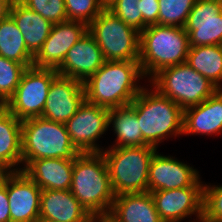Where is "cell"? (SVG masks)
Masks as SVG:
<instances>
[{
    "label": "cell",
    "instance_id": "1",
    "mask_svg": "<svg viewBox=\"0 0 222 222\" xmlns=\"http://www.w3.org/2000/svg\"><path fill=\"white\" fill-rule=\"evenodd\" d=\"M139 61H105L83 84L86 101L105 108L129 105L145 87Z\"/></svg>",
    "mask_w": 222,
    "mask_h": 222
},
{
    "label": "cell",
    "instance_id": "36",
    "mask_svg": "<svg viewBox=\"0 0 222 222\" xmlns=\"http://www.w3.org/2000/svg\"><path fill=\"white\" fill-rule=\"evenodd\" d=\"M89 222H116L111 216L106 215H94L91 216Z\"/></svg>",
    "mask_w": 222,
    "mask_h": 222
},
{
    "label": "cell",
    "instance_id": "14",
    "mask_svg": "<svg viewBox=\"0 0 222 222\" xmlns=\"http://www.w3.org/2000/svg\"><path fill=\"white\" fill-rule=\"evenodd\" d=\"M42 190L22 170L7 171L11 222H38Z\"/></svg>",
    "mask_w": 222,
    "mask_h": 222
},
{
    "label": "cell",
    "instance_id": "24",
    "mask_svg": "<svg viewBox=\"0 0 222 222\" xmlns=\"http://www.w3.org/2000/svg\"><path fill=\"white\" fill-rule=\"evenodd\" d=\"M109 128L116 135L115 143L107 148L148 145L142 136L134 107L129 104L109 109Z\"/></svg>",
    "mask_w": 222,
    "mask_h": 222
},
{
    "label": "cell",
    "instance_id": "19",
    "mask_svg": "<svg viewBox=\"0 0 222 222\" xmlns=\"http://www.w3.org/2000/svg\"><path fill=\"white\" fill-rule=\"evenodd\" d=\"M91 215L70 190H42L39 220L89 222Z\"/></svg>",
    "mask_w": 222,
    "mask_h": 222
},
{
    "label": "cell",
    "instance_id": "7",
    "mask_svg": "<svg viewBox=\"0 0 222 222\" xmlns=\"http://www.w3.org/2000/svg\"><path fill=\"white\" fill-rule=\"evenodd\" d=\"M148 82L183 110L212 96L218 88L186 62L163 68Z\"/></svg>",
    "mask_w": 222,
    "mask_h": 222
},
{
    "label": "cell",
    "instance_id": "9",
    "mask_svg": "<svg viewBox=\"0 0 222 222\" xmlns=\"http://www.w3.org/2000/svg\"><path fill=\"white\" fill-rule=\"evenodd\" d=\"M57 75L53 68H27L14 95L4 106L21 121L41 117L49 87Z\"/></svg>",
    "mask_w": 222,
    "mask_h": 222
},
{
    "label": "cell",
    "instance_id": "4",
    "mask_svg": "<svg viewBox=\"0 0 222 222\" xmlns=\"http://www.w3.org/2000/svg\"><path fill=\"white\" fill-rule=\"evenodd\" d=\"M184 28L149 25L140 33L139 63L148 81L160 70L186 62L189 51Z\"/></svg>",
    "mask_w": 222,
    "mask_h": 222
},
{
    "label": "cell",
    "instance_id": "17",
    "mask_svg": "<svg viewBox=\"0 0 222 222\" xmlns=\"http://www.w3.org/2000/svg\"><path fill=\"white\" fill-rule=\"evenodd\" d=\"M105 61L100 47L87 32L68 50L66 57L56 71L59 75L84 83Z\"/></svg>",
    "mask_w": 222,
    "mask_h": 222
},
{
    "label": "cell",
    "instance_id": "21",
    "mask_svg": "<svg viewBox=\"0 0 222 222\" xmlns=\"http://www.w3.org/2000/svg\"><path fill=\"white\" fill-rule=\"evenodd\" d=\"M22 121L0 106V171L22 170Z\"/></svg>",
    "mask_w": 222,
    "mask_h": 222
},
{
    "label": "cell",
    "instance_id": "16",
    "mask_svg": "<svg viewBox=\"0 0 222 222\" xmlns=\"http://www.w3.org/2000/svg\"><path fill=\"white\" fill-rule=\"evenodd\" d=\"M200 178L193 166L157 151L149 166L148 192L191 187Z\"/></svg>",
    "mask_w": 222,
    "mask_h": 222
},
{
    "label": "cell",
    "instance_id": "13",
    "mask_svg": "<svg viewBox=\"0 0 222 222\" xmlns=\"http://www.w3.org/2000/svg\"><path fill=\"white\" fill-rule=\"evenodd\" d=\"M85 100L83 82L58 74L49 87L41 117L65 124Z\"/></svg>",
    "mask_w": 222,
    "mask_h": 222
},
{
    "label": "cell",
    "instance_id": "20",
    "mask_svg": "<svg viewBox=\"0 0 222 222\" xmlns=\"http://www.w3.org/2000/svg\"><path fill=\"white\" fill-rule=\"evenodd\" d=\"M74 160L44 158L32 160L22 171L41 190H70Z\"/></svg>",
    "mask_w": 222,
    "mask_h": 222
},
{
    "label": "cell",
    "instance_id": "8",
    "mask_svg": "<svg viewBox=\"0 0 222 222\" xmlns=\"http://www.w3.org/2000/svg\"><path fill=\"white\" fill-rule=\"evenodd\" d=\"M88 32L106 61H138L140 33L105 8L89 25Z\"/></svg>",
    "mask_w": 222,
    "mask_h": 222
},
{
    "label": "cell",
    "instance_id": "32",
    "mask_svg": "<svg viewBox=\"0 0 222 222\" xmlns=\"http://www.w3.org/2000/svg\"><path fill=\"white\" fill-rule=\"evenodd\" d=\"M202 220H222V185L204 184Z\"/></svg>",
    "mask_w": 222,
    "mask_h": 222
},
{
    "label": "cell",
    "instance_id": "33",
    "mask_svg": "<svg viewBox=\"0 0 222 222\" xmlns=\"http://www.w3.org/2000/svg\"><path fill=\"white\" fill-rule=\"evenodd\" d=\"M143 17V30L149 26L158 24L159 2L158 0H140Z\"/></svg>",
    "mask_w": 222,
    "mask_h": 222
},
{
    "label": "cell",
    "instance_id": "15",
    "mask_svg": "<svg viewBox=\"0 0 222 222\" xmlns=\"http://www.w3.org/2000/svg\"><path fill=\"white\" fill-rule=\"evenodd\" d=\"M88 32V25L79 21H65L53 25L42 48L34 56L33 66L57 69L68 50Z\"/></svg>",
    "mask_w": 222,
    "mask_h": 222
},
{
    "label": "cell",
    "instance_id": "25",
    "mask_svg": "<svg viewBox=\"0 0 222 222\" xmlns=\"http://www.w3.org/2000/svg\"><path fill=\"white\" fill-rule=\"evenodd\" d=\"M186 63L222 89V45L189 47Z\"/></svg>",
    "mask_w": 222,
    "mask_h": 222
},
{
    "label": "cell",
    "instance_id": "2",
    "mask_svg": "<svg viewBox=\"0 0 222 222\" xmlns=\"http://www.w3.org/2000/svg\"><path fill=\"white\" fill-rule=\"evenodd\" d=\"M70 191L91 216L109 213L115 194L102 152L77 155Z\"/></svg>",
    "mask_w": 222,
    "mask_h": 222
},
{
    "label": "cell",
    "instance_id": "28",
    "mask_svg": "<svg viewBox=\"0 0 222 222\" xmlns=\"http://www.w3.org/2000/svg\"><path fill=\"white\" fill-rule=\"evenodd\" d=\"M26 69L25 65L0 56V106L14 95Z\"/></svg>",
    "mask_w": 222,
    "mask_h": 222
},
{
    "label": "cell",
    "instance_id": "18",
    "mask_svg": "<svg viewBox=\"0 0 222 222\" xmlns=\"http://www.w3.org/2000/svg\"><path fill=\"white\" fill-rule=\"evenodd\" d=\"M222 133V89L212 96L183 110L182 135H219Z\"/></svg>",
    "mask_w": 222,
    "mask_h": 222
},
{
    "label": "cell",
    "instance_id": "23",
    "mask_svg": "<svg viewBox=\"0 0 222 222\" xmlns=\"http://www.w3.org/2000/svg\"><path fill=\"white\" fill-rule=\"evenodd\" d=\"M10 17L20 30L27 49L35 56L42 48L54 24L29 9L20 0H14L12 3Z\"/></svg>",
    "mask_w": 222,
    "mask_h": 222
},
{
    "label": "cell",
    "instance_id": "38",
    "mask_svg": "<svg viewBox=\"0 0 222 222\" xmlns=\"http://www.w3.org/2000/svg\"><path fill=\"white\" fill-rule=\"evenodd\" d=\"M200 222H222V220H201Z\"/></svg>",
    "mask_w": 222,
    "mask_h": 222
},
{
    "label": "cell",
    "instance_id": "26",
    "mask_svg": "<svg viewBox=\"0 0 222 222\" xmlns=\"http://www.w3.org/2000/svg\"><path fill=\"white\" fill-rule=\"evenodd\" d=\"M0 56L27 68L33 66L34 55L27 49L20 30L10 16L0 21Z\"/></svg>",
    "mask_w": 222,
    "mask_h": 222
},
{
    "label": "cell",
    "instance_id": "10",
    "mask_svg": "<svg viewBox=\"0 0 222 222\" xmlns=\"http://www.w3.org/2000/svg\"><path fill=\"white\" fill-rule=\"evenodd\" d=\"M109 109L87 102L65 123L72 144L80 153L102 152L97 141L108 130Z\"/></svg>",
    "mask_w": 222,
    "mask_h": 222
},
{
    "label": "cell",
    "instance_id": "12",
    "mask_svg": "<svg viewBox=\"0 0 222 222\" xmlns=\"http://www.w3.org/2000/svg\"><path fill=\"white\" fill-rule=\"evenodd\" d=\"M184 29L190 47L222 45V7L219 0H196Z\"/></svg>",
    "mask_w": 222,
    "mask_h": 222
},
{
    "label": "cell",
    "instance_id": "6",
    "mask_svg": "<svg viewBox=\"0 0 222 222\" xmlns=\"http://www.w3.org/2000/svg\"><path fill=\"white\" fill-rule=\"evenodd\" d=\"M156 152L157 148L151 145L105 148L102 151L115 196L148 192L149 166Z\"/></svg>",
    "mask_w": 222,
    "mask_h": 222
},
{
    "label": "cell",
    "instance_id": "5",
    "mask_svg": "<svg viewBox=\"0 0 222 222\" xmlns=\"http://www.w3.org/2000/svg\"><path fill=\"white\" fill-rule=\"evenodd\" d=\"M80 152L72 144L64 123L42 117L22 121V170L44 158L74 160Z\"/></svg>",
    "mask_w": 222,
    "mask_h": 222
},
{
    "label": "cell",
    "instance_id": "3",
    "mask_svg": "<svg viewBox=\"0 0 222 222\" xmlns=\"http://www.w3.org/2000/svg\"><path fill=\"white\" fill-rule=\"evenodd\" d=\"M150 88H143L130 104L136 111L143 140L158 149L167 138L183 134V109Z\"/></svg>",
    "mask_w": 222,
    "mask_h": 222
},
{
    "label": "cell",
    "instance_id": "22",
    "mask_svg": "<svg viewBox=\"0 0 222 222\" xmlns=\"http://www.w3.org/2000/svg\"><path fill=\"white\" fill-rule=\"evenodd\" d=\"M108 215L116 222H163L150 192L116 195Z\"/></svg>",
    "mask_w": 222,
    "mask_h": 222
},
{
    "label": "cell",
    "instance_id": "11",
    "mask_svg": "<svg viewBox=\"0 0 222 222\" xmlns=\"http://www.w3.org/2000/svg\"><path fill=\"white\" fill-rule=\"evenodd\" d=\"M201 178L191 187L150 192L155 208L163 222H181L196 216L202 220L203 184Z\"/></svg>",
    "mask_w": 222,
    "mask_h": 222
},
{
    "label": "cell",
    "instance_id": "30",
    "mask_svg": "<svg viewBox=\"0 0 222 222\" xmlns=\"http://www.w3.org/2000/svg\"><path fill=\"white\" fill-rule=\"evenodd\" d=\"M107 9L137 32L143 31L140 0H116Z\"/></svg>",
    "mask_w": 222,
    "mask_h": 222
},
{
    "label": "cell",
    "instance_id": "34",
    "mask_svg": "<svg viewBox=\"0 0 222 222\" xmlns=\"http://www.w3.org/2000/svg\"><path fill=\"white\" fill-rule=\"evenodd\" d=\"M0 222H11L7 197V171L0 174Z\"/></svg>",
    "mask_w": 222,
    "mask_h": 222
},
{
    "label": "cell",
    "instance_id": "31",
    "mask_svg": "<svg viewBox=\"0 0 222 222\" xmlns=\"http://www.w3.org/2000/svg\"><path fill=\"white\" fill-rule=\"evenodd\" d=\"M29 9L40 14L53 24L67 20L64 0H20Z\"/></svg>",
    "mask_w": 222,
    "mask_h": 222
},
{
    "label": "cell",
    "instance_id": "37",
    "mask_svg": "<svg viewBox=\"0 0 222 222\" xmlns=\"http://www.w3.org/2000/svg\"><path fill=\"white\" fill-rule=\"evenodd\" d=\"M116 0H100L101 5L104 8H108L111 4H113Z\"/></svg>",
    "mask_w": 222,
    "mask_h": 222
},
{
    "label": "cell",
    "instance_id": "29",
    "mask_svg": "<svg viewBox=\"0 0 222 222\" xmlns=\"http://www.w3.org/2000/svg\"><path fill=\"white\" fill-rule=\"evenodd\" d=\"M68 21L89 25L105 8L100 0H64Z\"/></svg>",
    "mask_w": 222,
    "mask_h": 222
},
{
    "label": "cell",
    "instance_id": "27",
    "mask_svg": "<svg viewBox=\"0 0 222 222\" xmlns=\"http://www.w3.org/2000/svg\"><path fill=\"white\" fill-rule=\"evenodd\" d=\"M158 24L184 28L196 0H158Z\"/></svg>",
    "mask_w": 222,
    "mask_h": 222
},
{
    "label": "cell",
    "instance_id": "35",
    "mask_svg": "<svg viewBox=\"0 0 222 222\" xmlns=\"http://www.w3.org/2000/svg\"><path fill=\"white\" fill-rule=\"evenodd\" d=\"M14 0H0V21L10 16V10Z\"/></svg>",
    "mask_w": 222,
    "mask_h": 222
}]
</instances>
